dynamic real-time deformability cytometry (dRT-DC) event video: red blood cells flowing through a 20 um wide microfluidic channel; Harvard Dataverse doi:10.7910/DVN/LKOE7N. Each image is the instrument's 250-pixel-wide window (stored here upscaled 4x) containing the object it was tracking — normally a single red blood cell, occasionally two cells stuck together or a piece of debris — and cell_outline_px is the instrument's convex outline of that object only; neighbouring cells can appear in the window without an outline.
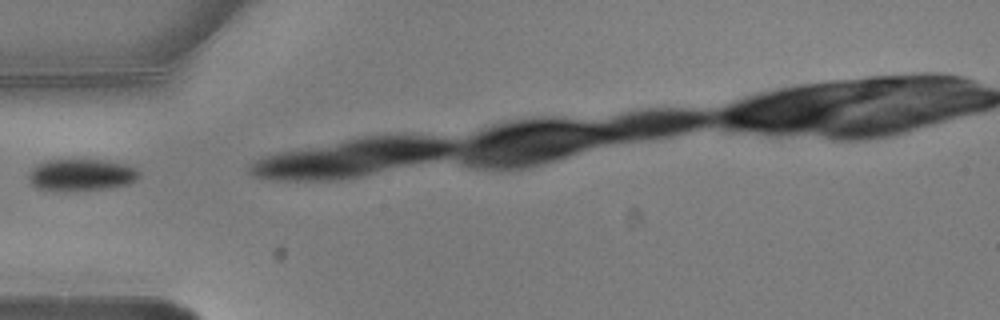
{"species": "common noctule bat (a hibernating species)", "species_latin": "Nyctalus noctula", "temperature_condition": "warm", "stored_images_in_passage": 3, "camera_frame_rate_fps": 3000, "um_per_image_px": 0.085, "animal": {"sex": "male", "body_mass_g": 20.5, "forearm_length_mm": 52.5}, "frame": {"image": 1, "passage_image": 1, "time_ms": 0.0, "image_size_px": [1000, 320], "cell_outline_px": [[140, 176], [136, 180], [128, 184], [104, 188], [36, 188], [32, 184], [28, 176], [36, 164], [48, 160], [100, 160], [128, 164], [136, 168], [140, 172]], "centroid_in_image_um": [6.98, 14.81], "position_along_channel_um": 78.0, "area_um2": 19.59}}